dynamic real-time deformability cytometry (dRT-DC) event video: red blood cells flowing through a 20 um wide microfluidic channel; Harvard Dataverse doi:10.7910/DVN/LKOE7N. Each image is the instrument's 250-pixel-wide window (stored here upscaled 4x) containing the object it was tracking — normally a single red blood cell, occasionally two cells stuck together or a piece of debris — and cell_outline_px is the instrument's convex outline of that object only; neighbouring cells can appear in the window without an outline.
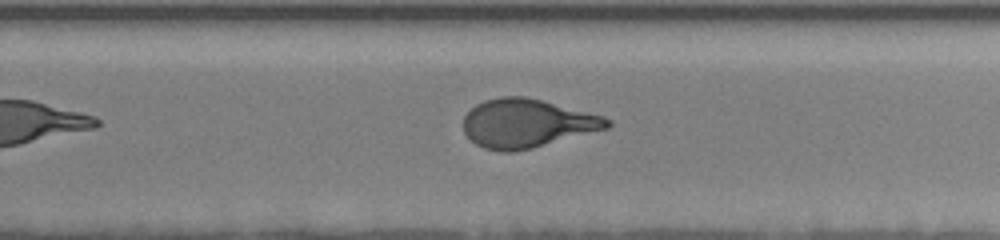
{"species": "human", "species_latin": "Homo sapiens", "temperature_condition": "room temperature", "stored_images_in_passage": 12, "camera_frame_rate_fps": 3000, "um_per_image_px": 0.085, "donor": {"sex": "female"}, "frame": {"image": 1, "passage_image": 12, "time_ms": 7.0, "image_size_px": [1000, 240], "cell_outline_px": [[612, 124], [608, 128], [532, 148], [512, 152], [500, 152], [484, 148], [476, 144], [464, 132], [464, 116], [476, 104], [484, 100], [500, 96], [524, 96], [604, 116], [612, 120]], "centroid_in_image_um": [44.78, 10.48], "position_along_channel_um": 285.0, "area_um2": 40.52}}